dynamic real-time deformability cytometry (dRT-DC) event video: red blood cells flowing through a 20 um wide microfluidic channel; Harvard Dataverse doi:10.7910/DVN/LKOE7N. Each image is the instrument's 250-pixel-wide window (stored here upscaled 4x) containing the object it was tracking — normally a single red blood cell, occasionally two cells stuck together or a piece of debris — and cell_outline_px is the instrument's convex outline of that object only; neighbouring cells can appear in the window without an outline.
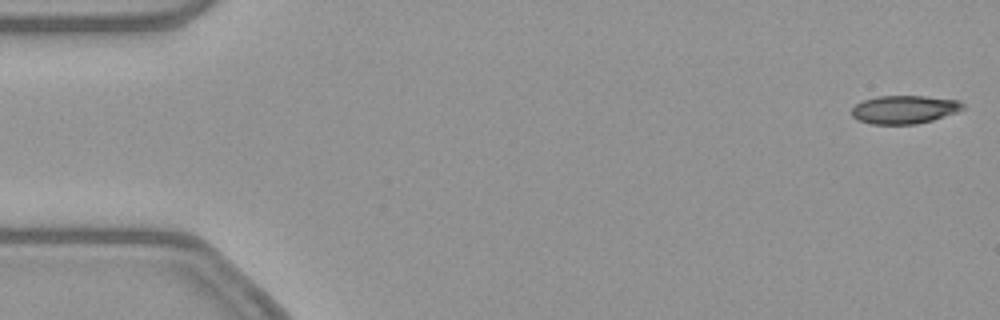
{"species": "common noctule bat (a hibernating species)", "species_latin": "Nyctalus noctula", "temperature_condition": "warm", "stored_images_in_passage": 10, "camera_frame_rate_fps": 3000, "um_per_image_px": 0.085, "animal": {"sex": "female", "body_mass_g": 21.9}, "frame": {"image": 1, "passage_image": 1, "time_ms": 0.0, "image_size_px": [1000, 320], "cell_outline_px": [[964, 108], [956, 112], [932, 120], [916, 124], [872, 124], [860, 120], [852, 116], [852, 108], [856, 104], [864, 100], [876, 96], [924, 96], [960, 100], [964, 104]], "centroid_in_image_um": [76.88, 9.3], "position_along_channel_um": 8.1, "area_um2": 18.21}}